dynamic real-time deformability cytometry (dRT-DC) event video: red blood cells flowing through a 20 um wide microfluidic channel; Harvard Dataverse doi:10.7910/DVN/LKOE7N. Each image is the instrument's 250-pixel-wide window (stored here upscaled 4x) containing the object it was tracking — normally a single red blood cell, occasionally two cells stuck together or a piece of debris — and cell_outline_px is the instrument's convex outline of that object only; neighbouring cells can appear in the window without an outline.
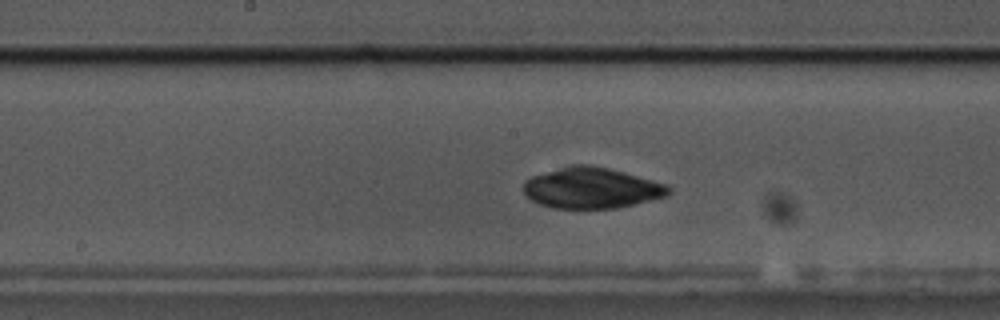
{"species": "common noctule bat (a hibernating species)", "species_latin": "Nyctalus noctula", "temperature_condition": "cold", "stored_images_in_passage": 51, "camera_frame_rate_fps": 3000, "um_per_image_px": 0.085, "animal": {"sex": "male", "body_mass_g": 17.5, "forearm_length_mm": 52.3}, "frame": {"image": 1, "passage_image": 23, "time_ms": 7.333, "image_size_px": [1000, 320], "cell_outline_px": [[672, 192], [668, 196], [616, 208], [552, 208], [540, 204], [532, 200], [524, 192], [524, 180], [532, 176], [568, 164], [592, 164], [624, 172], [668, 184], [672, 188]], "centroid_in_image_um": [50.31, 15.96], "position_along_channel_um": 197.9, "area_um2": 34.8}}
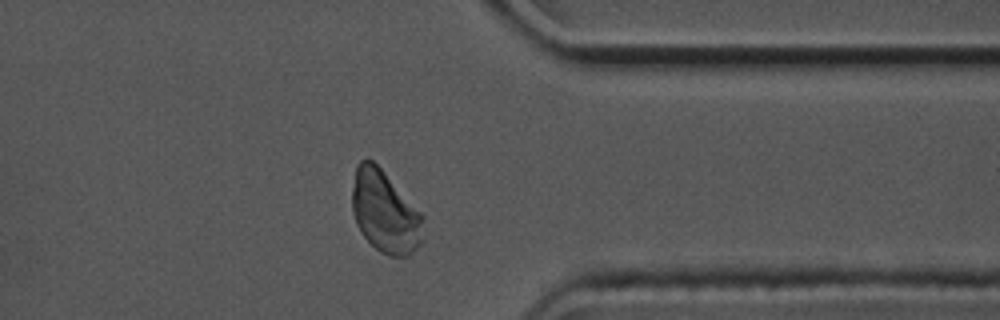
{"frame": {"image": 2, "passage_image": 39, "time_ms": 12.667, "image_size_px": [1000, 320], "cell_outline_px": [[424, 240], [408, 256], [388, 256], [380, 252], [360, 232], [356, 224], [352, 212], [352, 188], [356, 164], [360, 160], [372, 160], [384, 172], [424, 216]], "centroid_in_image_um": [32.72, 18.03], "position_along_channel_um": 378.7, "area_um2": 34.1}}